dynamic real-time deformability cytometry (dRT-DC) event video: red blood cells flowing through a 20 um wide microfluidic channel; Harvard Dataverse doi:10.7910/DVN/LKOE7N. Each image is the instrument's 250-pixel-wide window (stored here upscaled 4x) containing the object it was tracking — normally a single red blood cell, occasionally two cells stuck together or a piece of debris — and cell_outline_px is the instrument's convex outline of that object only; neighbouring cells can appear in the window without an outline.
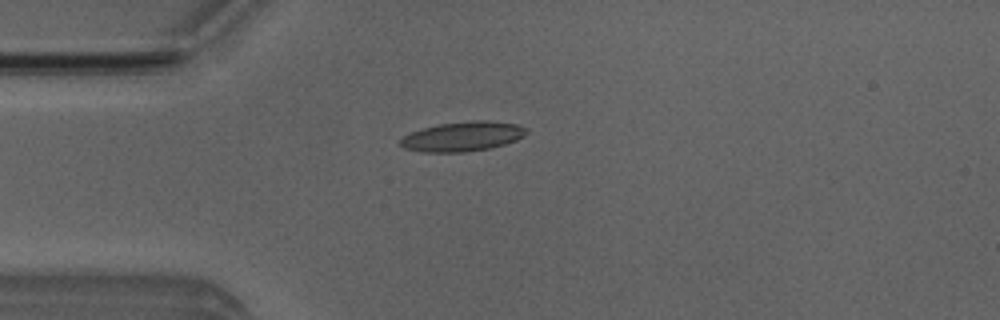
{"species": "Egyptian fruit bat (a non-hibernating species)", "species_latin": "Rousettus aegyptiacus", "temperature_condition": "room temperature", "stored_images_in_passage": 49, "camera_frame_rate_fps": 3000, "um_per_image_px": 0.085, "animal": {"sex": "male"}, "frame": {"image": 1, "passage_image": 11, "time_ms": 3.333, "image_size_px": [1000, 320], "cell_outline_px": [[528, 132], [524, 136], [516, 140], [492, 148], [464, 152], [420, 152], [404, 148], [400, 144], [400, 140], [404, 136], [412, 132], [424, 128], [440, 124], [476, 120], [484, 120], [516, 124], [528, 128]], "centroid_in_image_um": [39.35, 11.61], "position_along_channel_um": 45.6, "area_um2": 21.68}}
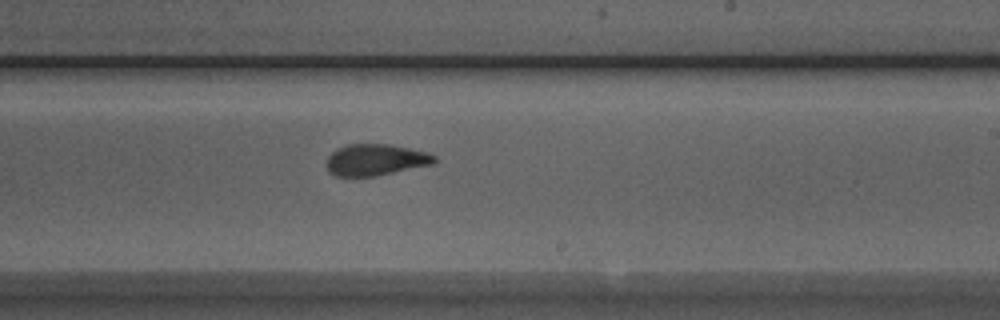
{"frame": {"image": 2, "passage_image": 28, "time_ms": 9.0, "image_size_px": [1000, 320], "cell_outline_px": [[436, 160], [432, 164], [376, 176], [336, 176], [328, 172], [328, 156], [336, 148], [348, 144], [388, 144], [428, 152], [436, 156]], "centroid_in_image_um": [31.92, 13.58], "position_along_channel_um": 257.1, "area_um2": 19.65}}
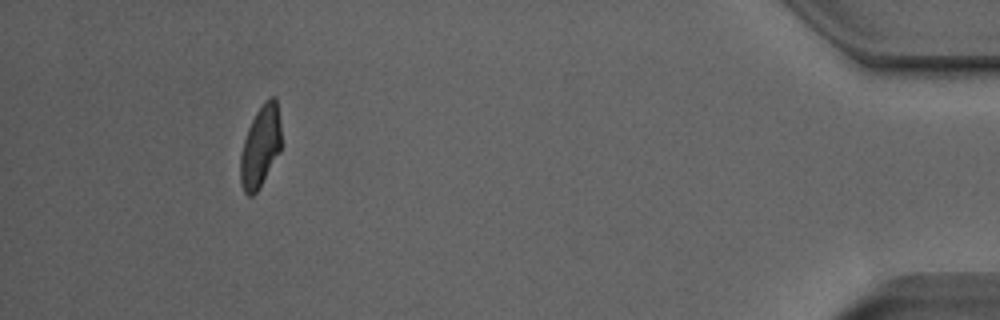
{"frame": {"image": 3, "passage_image": 45, "time_ms": 14.667, "image_size_px": [1000, 320], "cell_outline_px": [[280, 152], [260, 188], [252, 196], [248, 196], [244, 192], [240, 180], [240, 156], [244, 140], [248, 128], [256, 112], [272, 96], [276, 96], [280, 124]], "centroid_in_image_um": [22.13, 12.51], "position_along_channel_um": 413.1, "area_um2": 19.25}, "authors_computed_cell_mechanics": {"area_um2": 20.3456, "velocity_mm_per_s": 3.9881, "shape_relaxation_time_tau1_ms": 5.7111, "shape_relaxation_time_tau2_ms": 1.6863, "deformation_change_tau1": 0.1755, "deformation_change_tau2": 0.0938}}